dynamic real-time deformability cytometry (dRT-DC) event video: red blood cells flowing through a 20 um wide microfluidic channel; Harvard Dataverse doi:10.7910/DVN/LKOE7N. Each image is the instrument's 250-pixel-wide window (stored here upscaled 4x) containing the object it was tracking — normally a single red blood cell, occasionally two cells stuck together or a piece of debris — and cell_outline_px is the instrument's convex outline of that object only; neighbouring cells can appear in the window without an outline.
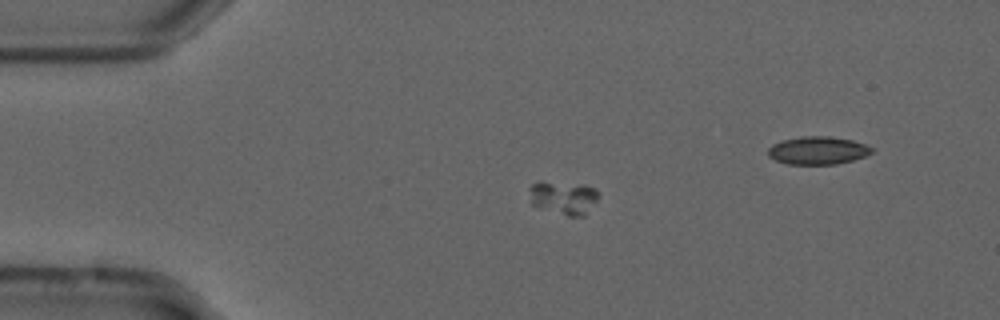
{"species": "common noctule bat (a hibernating species)", "species_latin": "Nyctalus noctula", "temperature_condition": "cold", "stored_images_in_passage": 5, "camera_frame_rate_fps": 3000, "um_per_image_px": 0.085, "animal": {"sex": "male", "forearm_length_mm": 52.5}, "frame": {"image": 1, "passage_image": 1, "time_ms": 0.0, "image_size_px": [1000, 320], "cell_outline_px": [[600, 196], [584, 216], [568, 216], [532, 204], [528, 188], [532, 184], [540, 180], [584, 184], [596, 188], [600, 192]], "centroid_in_image_um": [47.93, 16.75], "position_along_channel_um": 37.1, "area_um2": 13.7}}